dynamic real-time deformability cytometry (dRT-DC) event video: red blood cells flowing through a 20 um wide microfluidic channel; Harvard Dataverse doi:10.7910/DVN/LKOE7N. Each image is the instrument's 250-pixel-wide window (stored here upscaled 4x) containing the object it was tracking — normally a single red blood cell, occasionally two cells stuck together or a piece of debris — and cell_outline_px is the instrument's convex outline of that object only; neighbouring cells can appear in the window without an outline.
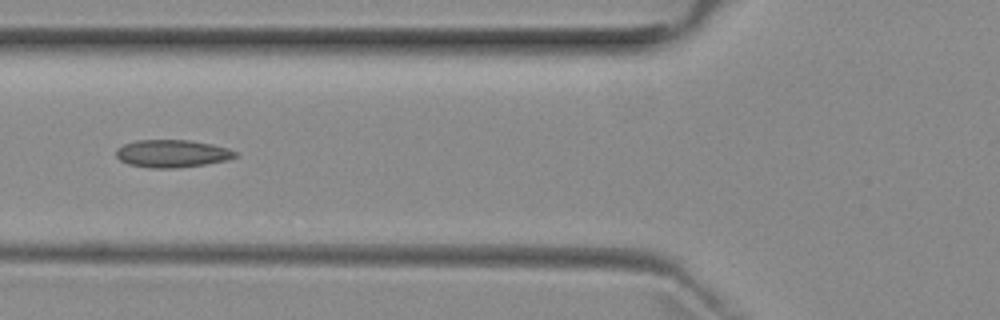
{"species": "common noctule bat (a hibernating species)", "species_latin": "Nyctalus noctula", "temperature_condition": "room temperature", "stored_images_in_passage": 4, "camera_frame_rate_fps": 3000, "um_per_image_px": 0.085, "animal": {"sex": "female", "body_mass_g": 29.2, "forearm_length_mm": 56.3}, "frame": {"image": 1, "passage_image": 3, "time_ms": 2.333, "image_size_px": [1000, 320], "cell_outline_px": [[240, 152], [236, 156], [228, 160], [204, 164], [176, 168], [148, 168], [128, 164], [120, 160], [116, 156], [116, 148], [124, 144], [136, 140], [188, 140], [212, 144], [228, 148]], "centroid_in_image_um": [14.63, 13.05], "position_along_channel_um": 111.2, "area_um2": 19.31}}
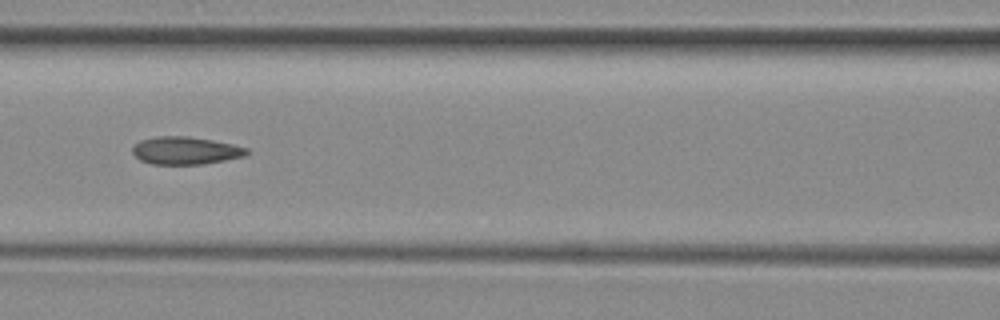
{"frame": {"image": 2, "passage_image": 4, "time_ms": 3.333, "image_size_px": [1000, 320], "cell_outline_px": [[252, 152], [244, 156], [204, 164], [152, 164], [140, 160], [132, 152], [132, 148], [140, 140], [156, 136], [188, 136], [212, 140], [232, 144], [248, 148]], "centroid_in_image_um": [15.78, 12.79], "position_along_channel_um": 150.8, "area_um2": 18.44}}